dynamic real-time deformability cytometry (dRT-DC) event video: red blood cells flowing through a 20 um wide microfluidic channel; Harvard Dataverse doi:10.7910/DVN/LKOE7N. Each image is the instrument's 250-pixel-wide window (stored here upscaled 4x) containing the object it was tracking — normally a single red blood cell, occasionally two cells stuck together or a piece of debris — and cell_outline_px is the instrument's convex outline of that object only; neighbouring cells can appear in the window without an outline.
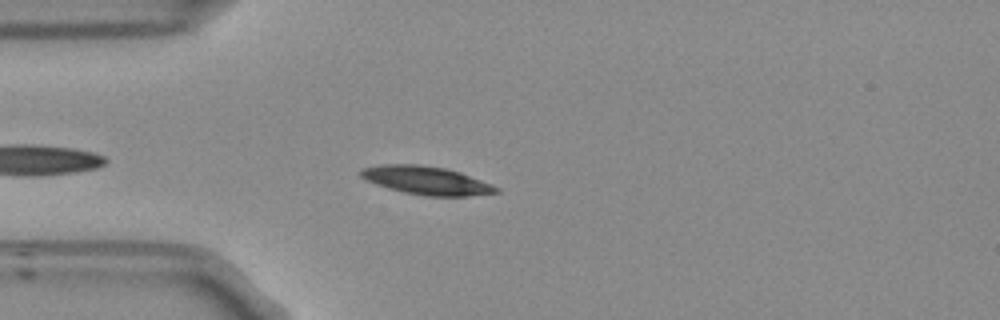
{"species": "Egyptian fruit bat (a non-hibernating species)", "species_latin": "Rousettus aegyptiacus", "temperature_condition": "room temperature", "stored_images_in_passage": 33, "camera_frame_rate_fps": 3000, "um_per_image_px": 0.085, "frame": {"image": 1, "passage_image": 5, "time_ms": 1.333, "image_size_px": [1000, 320], "cell_outline_px": [[500, 192], [468, 196], [424, 196], [404, 192], [388, 188], [364, 180], [360, 176], [360, 168], [380, 164], [420, 164], [444, 168], [460, 172], [492, 184], [500, 188]], "centroid_in_image_um": [36.22, 15.33], "position_along_channel_um": 48.8, "area_um2": 22.48}}
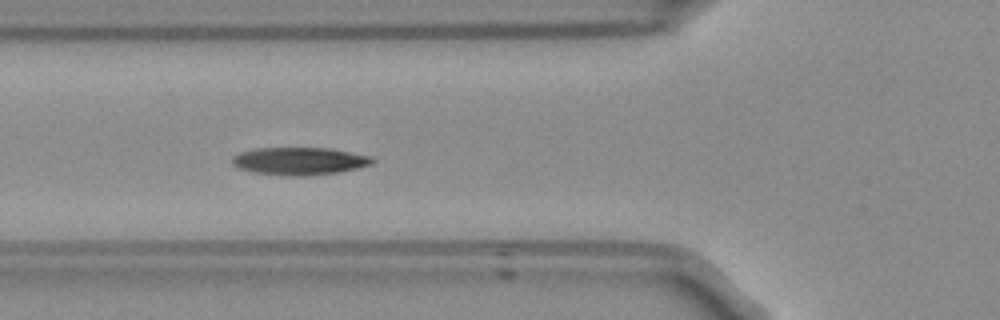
{"frame": {"image": 2, "passage_image": 10, "time_ms": 3.0, "image_size_px": [1000, 320], "cell_outline_px": [[376, 160], [372, 164], [340, 172], [300, 176], [252, 172], [236, 168], [232, 164], [232, 156], [240, 152], [256, 148], [332, 148], [372, 156]], "centroid_in_image_um": [25.46, 13.68], "position_along_channel_um": 100.3, "area_um2": 22.6}}
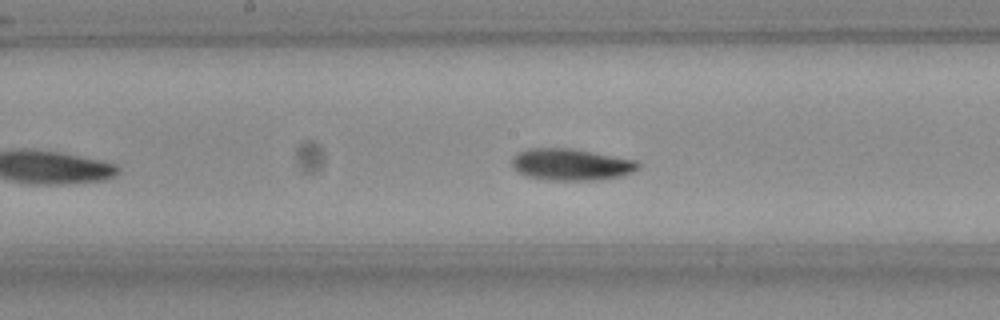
{"frame": {"image": 3, "passage_image": 18, "time_ms": 5.667, "image_size_px": [1000, 320], "cell_outline_px": [[640, 168], [632, 172], [620, 176], [600, 180], [552, 180], [528, 176], [520, 172], [512, 164], [512, 156], [516, 152], [528, 148], [572, 148], [636, 160], [640, 164]], "centroid_in_image_um": [48.56, 13.97], "position_along_channel_um": 199.6, "area_um2": 23.29}}